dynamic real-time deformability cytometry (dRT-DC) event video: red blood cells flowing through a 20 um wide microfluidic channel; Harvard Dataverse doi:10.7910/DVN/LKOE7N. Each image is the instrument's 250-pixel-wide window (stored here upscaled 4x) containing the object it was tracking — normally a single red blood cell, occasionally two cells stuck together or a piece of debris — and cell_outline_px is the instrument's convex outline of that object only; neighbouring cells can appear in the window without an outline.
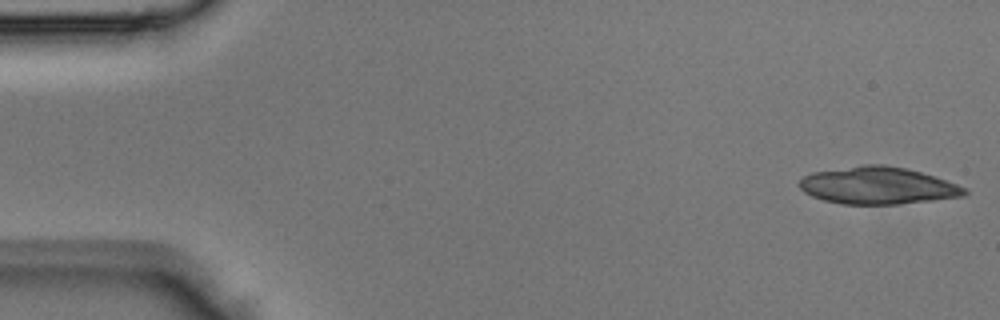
{"species": "Egyptian fruit bat (a non-hibernating species)", "species_latin": "Rousettus aegyptiacus", "temperature_condition": "room temperature", "stored_images_in_passage": 13, "camera_frame_rate_fps": 3000, "um_per_image_px": 0.085, "animal": {"sex": "male"}, "frame": {"image": 1, "passage_image": 1, "time_ms": 0.0, "image_size_px": [1000, 320], "cell_outline_px": [[968, 192], [964, 196], [932, 200], [896, 204], [840, 204], [824, 200], [812, 196], [804, 192], [800, 188], [800, 180], [804, 176], [812, 172], [864, 164], [884, 164], [904, 168], [936, 176], [968, 188]], "centroid_in_image_um": [74.63, 15.77], "position_along_channel_um": 10.4, "area_um2": 35.84}}